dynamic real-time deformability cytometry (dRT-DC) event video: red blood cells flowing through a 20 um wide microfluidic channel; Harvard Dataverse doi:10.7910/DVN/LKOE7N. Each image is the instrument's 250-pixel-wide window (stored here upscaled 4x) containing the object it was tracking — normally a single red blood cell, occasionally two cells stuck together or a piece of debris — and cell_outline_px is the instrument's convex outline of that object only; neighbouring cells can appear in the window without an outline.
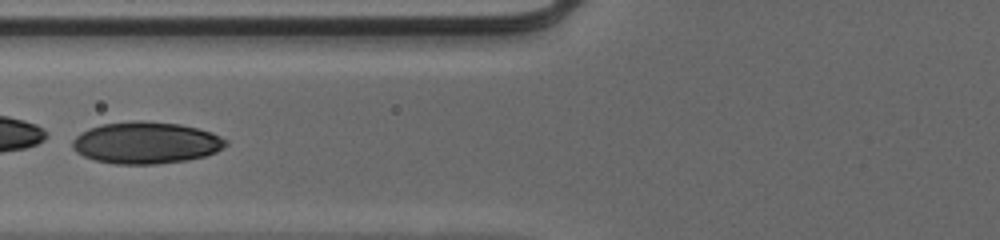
{"species": "human", "species_latin": "Homo sapiens", "temperature_condition": "cold", "stored_images_in_passage": 55, "camera_frame_rate_fps": 3000, "um_per_image_px": 0.085, "donor": {"sex": "male"}, "frame": {"image": 1, "passage_image": 26, "time_ms": 8.333, "image_size_px": [1000, 240], "cell_outline_px": [[228, 144], [224, 148], [216, 152], [204, 156], [188, 160], [156, 164], [112, 164], [96, 160], [84, 156], [76, 152], [72, 148], [72, 140], [80, 132], [88, 128], [100, 124], [132, 120], [144, 120], [180, 124], [212, 132], [228, 140]], "centroid_in_image_um": [12.4, 12.12], "position_along_channel_um": 113.4, "area_um2": 37.8}}
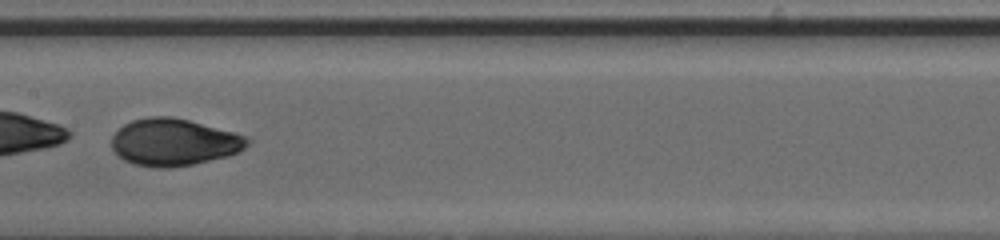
{"frame": {"image": 2, "passage_image": 32, "time_ms": 10.333, "image_size_px": [1000, 240], "cell_outline_px": [[252, 140], [240, 152], [228, 156], [192, 164], [168, 168], [156, 168], [132, 164], [124, 160], [112, 148], [112, 136], [124, 124], [132, 120], [148, 116], [172, 116], [188, 120], [232, 132], [244, 136]], "centroid_in_image_um": [14.77, 12.09], "position_along_channel_um": 192.6, "area_um2": 37.11}}
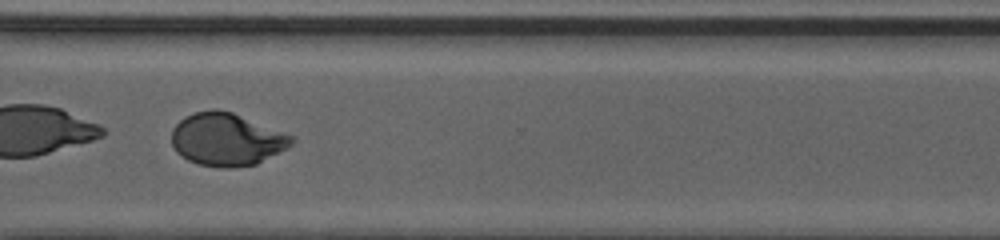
{"frame": {"image": 3, "passage_image": 44, "time_ms": 14.333, "image_size_px": [1000, 240], "cell_outline_px": [[292, 144], [256, 164], [232, 168], [224, 168], [200, 164], [188, 160], [176, 152], [172, 144], [172, 128], [184, 116], [192, 112], [212, 108], [216, 108], [232, 112], [292, 136]], "centroid_in_image_um": [19.19, 11.83], "position_along_channel_um": 351.4, "area_um2": 36.53}, "authors_computed_cell_mechanics": {"area_um2": 37.5122, "velocity_mm_per_s": 3.9578, "shape_relaxation_time_tau1_ms": 1.6095, "shape_relaxation_time_tau2_ms": 1.0293, "deformation_change_tau1": 0.3042, "deformation_change_tau2": 0.0434}}